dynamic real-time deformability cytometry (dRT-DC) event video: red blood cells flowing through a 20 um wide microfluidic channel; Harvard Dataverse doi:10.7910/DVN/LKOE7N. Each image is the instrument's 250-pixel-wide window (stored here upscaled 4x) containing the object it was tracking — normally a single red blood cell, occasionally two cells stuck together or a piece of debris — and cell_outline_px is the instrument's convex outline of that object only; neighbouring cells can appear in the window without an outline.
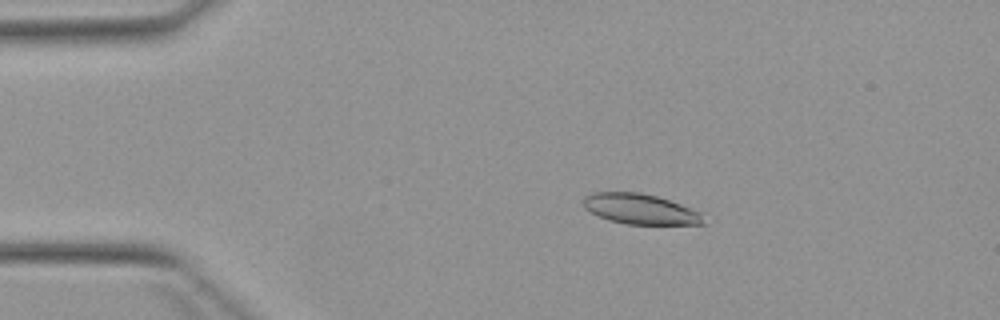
{"species": "Egyptian fruit bat (a non-hibernating species)", "species_latin": "Rousettus aegyptiacus", "temperature_condition": "warm", "stored_images_in_passage": 3, "camera_frame_rate_fps": 3000, "um_per_image_px": 0.085, "animal": {"sex": "female"}, "frame": {"image": 1, "passage_image": 2, "time_ms": 1.333, "image_size_px": [1000, 320], "cell_outline_px": [[708, 224], [628, 224], [608, 220], [584, 208], [584, 196], [592, 192], [640, 192], [656, 196], [692, 208], [700, 212]], "centroid_in_image_um": [54.44, 17.77], "position_along_channel_um": 30.6, "area_um2": 21.15}}